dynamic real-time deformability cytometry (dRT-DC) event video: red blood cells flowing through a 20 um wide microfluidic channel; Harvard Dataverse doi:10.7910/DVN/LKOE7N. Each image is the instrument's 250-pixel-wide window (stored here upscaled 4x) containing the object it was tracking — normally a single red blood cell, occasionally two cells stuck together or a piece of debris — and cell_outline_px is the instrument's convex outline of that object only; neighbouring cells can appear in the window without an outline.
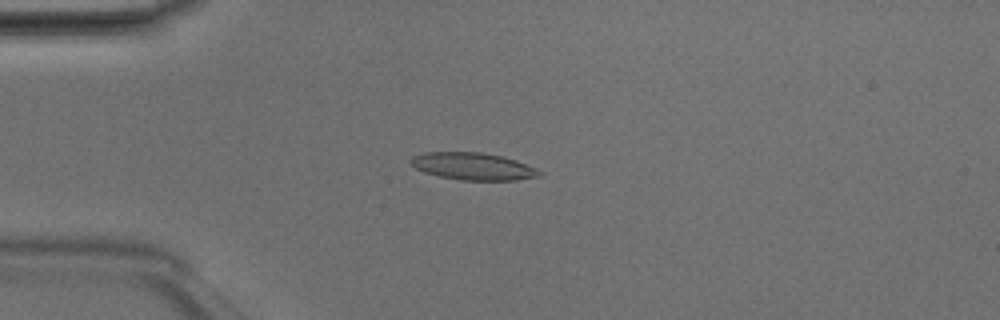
{"species": "Egyptian fruit bat (a non-hibernating species)", "species_latin": "Rousettus aegyptiacus", "temperature_condition": "room temperature", "stored_images_in_passage": 49, "camera_frame_rate_fps": 3000, "um_per_image_px": 0.085, "animal": {"sex": "male"}, "frame": {"image": 1, "passage_image": 13, "time_ms": 4.0, "image_size_px": [1000, 320], "cell_outline_px": [[544, 172], [540, 176], [516, 180], [460, 180], [440, 176], [424, 172], [416, 168], [412, 164], [412, 156], [424, 152], [480, 152], [500, 156], [516, 160], [536, 168]], "centroid_in_image_um": [40.24, 14.14], "position_along_channel_um": 44.8, "area_um2": 20.29}}
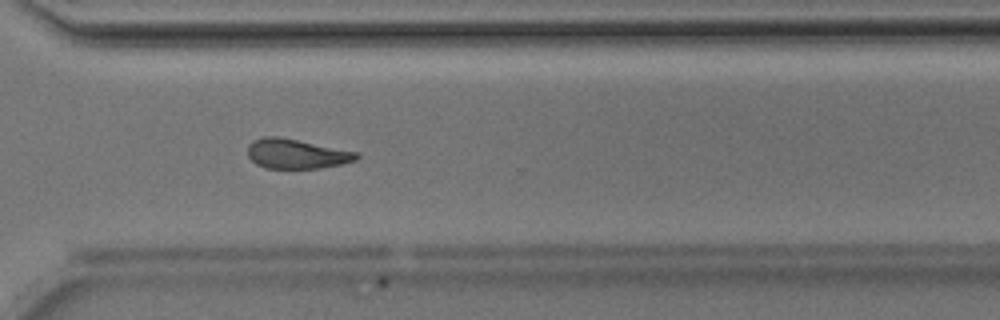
{"frame": {"image": 2, "passage_image": 36, "time_ms": 11.667, "image_size_px": [1000, 320], "cell_outline_px": [[360, 156], [356, 160], [340, 164], [320, 168], [264, 168], [256, 164], [248, 156], [248, 144], [252, 140], [264, 136], [280, 136], [360, 152]], "centroid_in_image_um": [25.2, 13.06], "position_along_channel_um": 345.4, "area_um2": 19.07}}
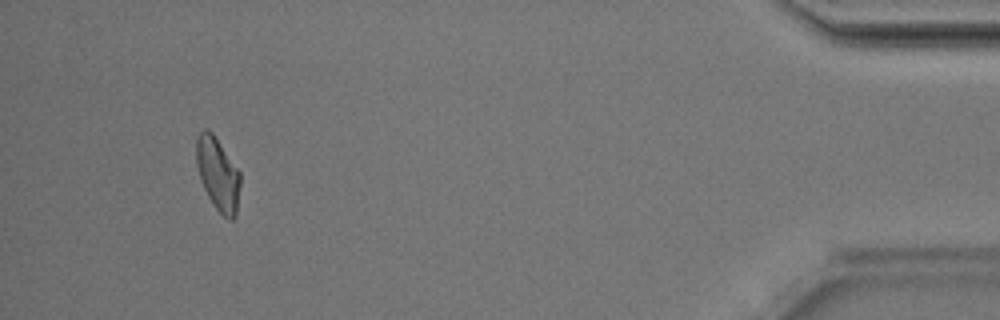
{"frame": {"image": 3, "passage_image": 46, "time_ms": 15.0, "image_size_px": [1000, 320], "cell_outline_px": [[240, 184], [236, 216], [232, 220], [228, 220], [212, 204], [200, 180], [196, 164], [196, 140], [200, 132], [204, 128], [208, 128], [212, 132], [240, 172]], "centroid_in_image_um": [18.51, 14.79], "position_along_channel_um": 416.7, "area_um2": 18.67}, "authors_computed_cell_mechanics": {"area_um2": 19.4208, "velocity_mm_per_s": 4.1876, "shape_relaxation_time_tau1_ms": null, "shape_relaxation_time_tau2_ms": 8.6012, "deformation_change_tau1": null, "deformation_change_tau2": 0.2102}}